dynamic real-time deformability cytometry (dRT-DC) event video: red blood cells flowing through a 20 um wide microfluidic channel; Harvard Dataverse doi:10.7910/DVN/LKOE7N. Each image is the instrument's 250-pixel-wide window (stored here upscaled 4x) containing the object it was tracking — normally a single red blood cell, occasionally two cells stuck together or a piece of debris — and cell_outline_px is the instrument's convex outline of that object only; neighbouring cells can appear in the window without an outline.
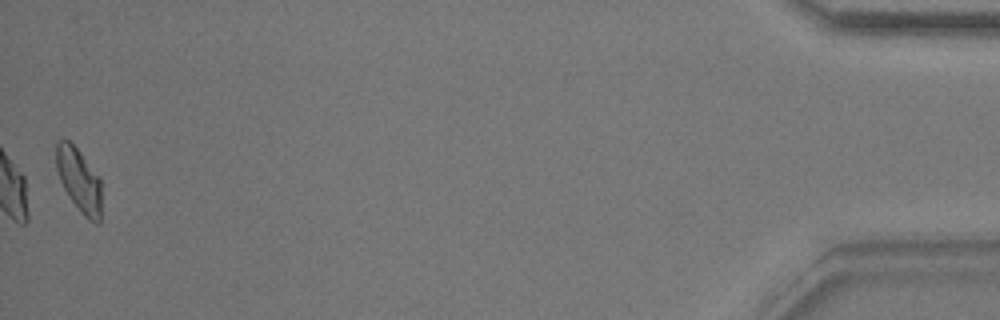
{"species": "common noctule bat (a hibernating species)", "species_latin": "Nyctalus noctula", "temperature_condition": "warm", "stored_images_in_passage": 53, "segment_of_instrument_passage": [2, 2], "camera_frame_rate_fps": 3000, "um_per_image_px": 0.085, "animal": {"sex": "male", "body_mass_g": 17.9}, "frame": {"image": 1, "passage_image": 53, "time_ms": 17.333, "image_size_px": [1000, 320], "cell_outline_px": [[100, 224], [96, 224], [88, 220], [80, 212], [64, 188], [60, 180], [56, 168], [56, 140], [68, 140], [80, 152], [100, 176]], "centroid_in_image_um": [6.72, 15.31], "position_along_channel_um": 428.5, "area_um2": 16.76}}